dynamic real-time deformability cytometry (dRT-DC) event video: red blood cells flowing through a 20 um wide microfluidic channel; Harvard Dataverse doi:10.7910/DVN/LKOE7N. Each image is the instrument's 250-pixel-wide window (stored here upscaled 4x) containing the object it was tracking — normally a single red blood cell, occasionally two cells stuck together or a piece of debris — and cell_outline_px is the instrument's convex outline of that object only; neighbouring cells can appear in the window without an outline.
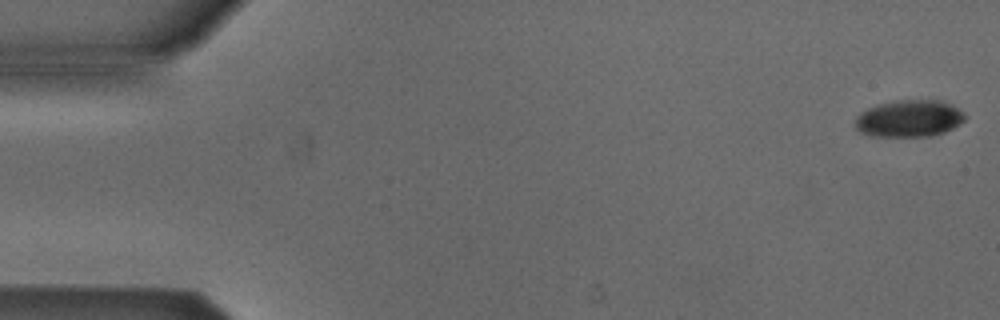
{"species": "Egyptian fruit bat (a non-hibernating species)", "species_latin": "Rousettus aegyptiacus", "temperature_condition": "cold", "stored_images_in_passage": 4, "camera_frame_rate_fps": 3000, "um_per_image_px": 0.085, "animal": {"sex": "male"}, "frame": {"image": 1, "passage_image": 1, "time_ms": 0.0, "image_size_px": [1000, 320], "cell_outline_px": [[968, 116], [960, 124], [944, 132], [928, 136], [872, 136], [860, 132], [856, 128], [856, 116], [860, 112], [868, 108], [880, 104], [896, 100], [940, 100], [952, 104], [964, 112]], "centroid_in_image_um": [77.31, 10.06], "position_along_channel_um": 7.7, "area_um2": 23.7}}